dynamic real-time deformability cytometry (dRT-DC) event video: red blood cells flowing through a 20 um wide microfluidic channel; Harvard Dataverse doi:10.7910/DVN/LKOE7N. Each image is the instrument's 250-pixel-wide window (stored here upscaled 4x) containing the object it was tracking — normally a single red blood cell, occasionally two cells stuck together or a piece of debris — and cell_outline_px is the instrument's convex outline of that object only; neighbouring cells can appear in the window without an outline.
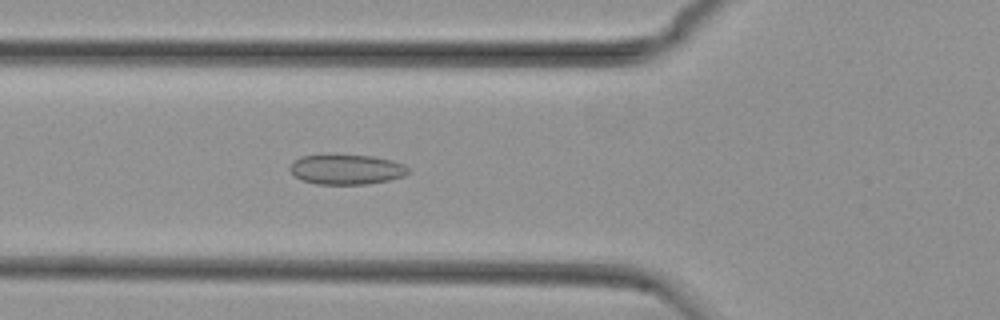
{"species": "common noctule bat (a hibernating species)", "species_latin": "Nyctalus noctula", "temperature_condition": "cold", "stored_images_in_passage": 44, "camera_frame_rate_fps": 3000, "um_per_image_px": 0.085, "animal": {"sex": "female", "body_mass_g": 29.2, "forearm_length_mm": 56.3}, "frame": {"image": 1, "passage_image": 9, "time_ms": 2.667, "image_size_px": [1000, 320], "cell_outline_px": [[412, 172], [404, 176], [388, 180], [368, 184], [316, 184], [300, 180], [288, 168], [292, 160], [300, 156], [328, 152], [372, 156], [392, 160], [404, 164]], "centroid_in_image_um": [29.4, 14.36], "position_along_channel_um": 96.4, "area_um2": 21.62}}
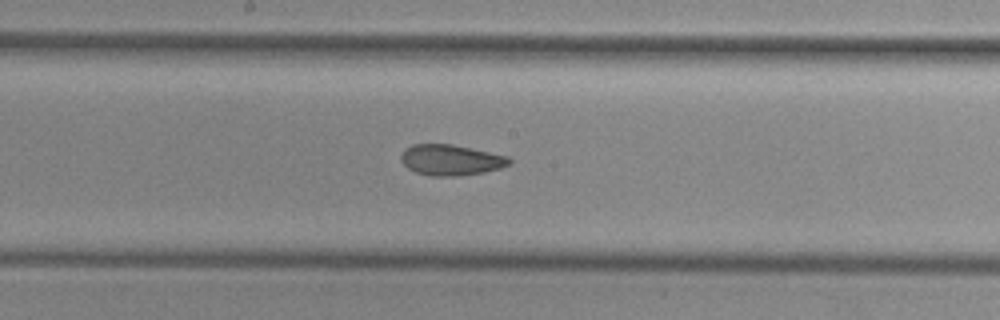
{"frame": {"image": 2, "passage_image": 18, "time_ms": 5.667, "image_size_px": [1000, 320], "cell_outline_px": [[512, 164], [500, 168], [484, 172], [456, 176], [428, 176], [416, 172], [408, 168], [400, 160], [400, 156], [404, 148], [412, 144], [452, 144], [508, 156], [512, 160]], "centroid_in_image_um": [38.31, 13.6], "position_along_channel_um": 209.9, "area_um2": 19.54}}
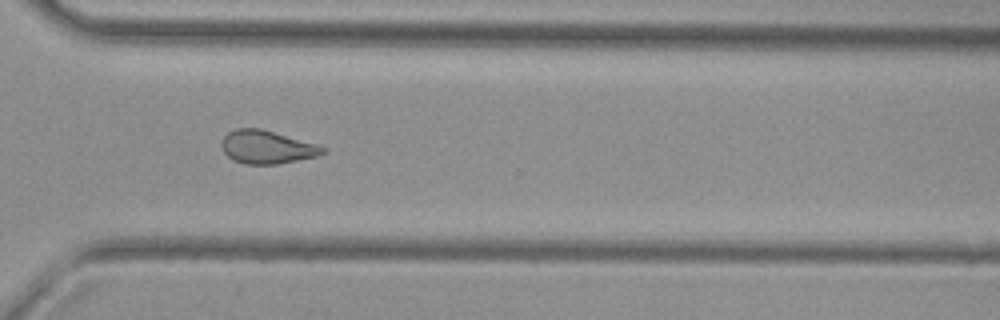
{"frame": {"image": 3, "passage_image": 29, "time_ms": 9.333, "image_size_px": [1000, 320], "cell_outline_px": [[328, 148], [320, 156], [276, 164], [244, 164], [232, 160], [224, 152], [220, 144], [220, 140], [228, 132], [236, 128], [260, 128], [316, 144]], "centroid_in_image_um": [22.66, 12.5], "position_along_channel_um": 347.9, "area_um2": 19.65}, "authors_computed_cell_mechanics": {"area_um2": 19.7965, "velocity_mm_per_s": 3.7665, "shape_relaxation_time_tau1_ms": null, "shape_relaxation_time_tau2_ms": 2.1321, "deformation_change_tau1": null, "deformation_change_tau2": 0.0921}}